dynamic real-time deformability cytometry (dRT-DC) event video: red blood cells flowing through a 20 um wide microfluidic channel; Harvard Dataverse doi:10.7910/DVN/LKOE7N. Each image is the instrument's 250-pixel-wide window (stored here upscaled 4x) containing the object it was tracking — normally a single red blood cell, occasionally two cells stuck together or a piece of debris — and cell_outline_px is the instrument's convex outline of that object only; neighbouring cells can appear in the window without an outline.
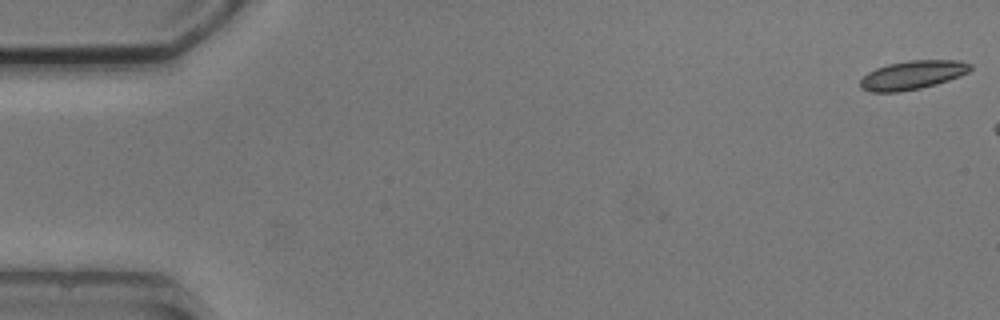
{"species": "common noctule bat (a hibernating species)", "species_latin": "Nyctalus noctula", "temperature_condition": "cold", "stored_images_in_passage": 3, "camera_frame_rate_fps": 3000, "um_per_image_px": 0.085, "animal": {"sex": "male", "body_mass_g": 20.5, "forearm_length_mm": 52.5}, "frame": {"image": 1, "passage_image": 1, "time_ms": 0.0, "image_size_px": [1000, 320], "cell_outline_px": [[972, 68], [968, 72], [960, 76], [936, 84], [920, 88], [900, 92], [868, 92], [860, 88], [860, 80], [868, 72], [876, 68], [888, 64], [908, 60], [960, 60], [972, 64]], "centroid_in_image_um": [77.55, 6.37], "position_along_channel_um": 7.4, "area_um2": 18.55}}